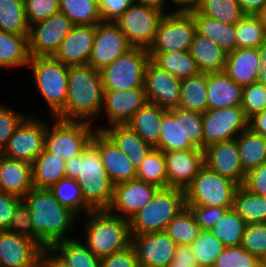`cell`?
I'll return each mask as SVG.
<instances>
[{
	"mask_svg": "<svg viewBox=\"0 0 266 267\" xmlns=\"http://www.w3.org/2000/svg\"><path fill=\"white\" fill-rule=\"evenodd\" d=\"M233 209L247 224L266 222V197L250 192L243 185L236 189Z\"/></svg>",
	"mask_w": 266,
	"mask_h": 267,
	"instance_id": "37",
	"label": "cell"
},
{
	"mask_svg": "<svg viewBox=\"0 0 266 267\" xmlns=\"http://www.w3.org/2000/svg\"><path fill=\"white\" fill-rule=\"evenodd\" d=\"M238 184L204 165L186 187V206L233 207Z\"/></svg>",
	"mask_w": 266,
	"mask_h": 267,
	"instance_id": "8",
	"label": "cell"
},
{
	"mask_svg": "<svg viewBox=\"0 0 266 267\" xmlns=\"http://www.w3.org/2000/svg\"><path fill=\"white\" fill-rule=\"evenodd\" d=\"M49 253H50V255H49ZM54 253H55V255H54ZM56 254H57V256H56ZM40 267H71V266L59 254V252H56V250H54V248L44 247L41 250Z\"/></svg>",
	"mask_w": 266,
	"mask_h": 267,
	"instance_id": "60",
	"label": "cell"
},
{
	"mask_svg": "<svg viewBox=\"0 0 266 267\" xmlns=\"http://www.w3.org/2000/svg\"><path fill=\"white\" fill-rule=\"evenodd\" d=\"M158 189L157 186L139 179L114 185L113 200L108 210L113 214L114 210H117L123 214L120 215L118 212L115 215L130 220L136 212L152 200Z\"/></svg>",
	"mask_w": 266,
	"mask_h": 267,
	"instance_id": "20",
	"label": "cell"
},
{
	"mask_svg": "<svg viewBox=\"0 0 266 267\" xmlns=\"http://www.w3.org/2000/svg\"><path fill=\"white\" fill-rule=\"evenodd\" d=\"M104 90L100 71L89 65L70 66L65 109L57 118L67 121L88 120L103 112Z\"/></svg>",
	"mask_w": 266,
	"mask_h": 267,
	"instance_id": "2",
	"label": "cell"
},
{
	"mask_svg": "<svg viewBox=\"0 0 266 267\" xmlns=\"http://www.w3.org/2000/svg\"><path fill=\"white\" fill-rule=\"evenodd\" d=\"M0 30L29 36L24 0H0Z\"/></svg>",
	"mask_w": 266,
	"mask_h": 267,
	"instance_id": "40",
	"label": "cell"
},
{
	"mask_svg": "<svg viewBox=\"0 0 266 267\" xmlns=\"http://www.w3.org/2000/svg\"><path fill=\"white\" fill-rule=\"evenodd\" d=\"M131 48L126 36L114 22L102 21L96 24L94 45L88 65L100 71Z\"/></svg>",
	"mask_w": 266,
	"mask_h": 267,
	"instance_id": "16",
	"label": "cell"
},
{
	"mask_svg": "<svg viewBox=\"0 0 266 267\" xmlns=\"http://www.w3.org/2000/svg\"><path fill=\"white\" fill-rule=\"evenodd\" d=\"M266 34V5L256 14Z\"/></svg>",
	"mask_w": 266,
	"mask_h": 267,
	"instance_id": "67",
	"label": "cell"
},
{
	"mask_svg": "<svg viewBox=\"0 0 266 267\" xmlns=\"http://www.w3.org/2000/svg\"><path fill=\"white\" fill-rule=\"evenodd\" d=\"M136 179L155 185L158 188H167L168 177L164 152L153 148L137 168Z\"/></svg>",
	"mask_w": 266,
	"mask_h": 267,
	"instance_id": "44",
	"label": "cell"
},
{
	"mask_svg": "<svg viewBox=\"0 0 266 267\" xmlns=\"http://www.w3.org/2000/svg\"><path fill=\"white\" fill-rule=\"evenodd\" d=\"M96 25L74 26L53 57L70 66L88 65L94 45Z\"/></svg>",
	"mask_w": 266,
	"mask_h": 267,
	"instance_id": "23",
	"label": "cell"
},
{
	"mask_svg": "<svg viewBox=\"0 0 266 267\" xmlns=\"http://www.w3.org/2000/svg\"><path fill=\"white\" fill-rule=\"evenodd\" d=\"M33 188L32 164L0 154V192L23 198Z\"/></svg>",
	"mask_w": 266,
	"mask_h": 267,
	"instance_id": "26",
	"label": "cell"
},
{
	"mask_svg": "<svg viewBox=\"0 0 266 267\" xmlns=\"http://www.w3.org/2000/svg\"><path fill=\"white\" fill-rule=\"evenodd\" d=\"M144 88L148 102L165 109L178 107L181 79L162 70L151 59L145 68Z\"/></svg>",
	"mask_w": 266,
	"mask_h": 267,
	"instance_id": "18",
	"label": "cell"
},
{
	"mask_svg": "<svg viewBox=\"0 0 266 267\" xmlns=\"http://www.w3.org/2000/svg\"><path fill=\"white\" fill-rule=\"evenodd\" d=\"M52 248L60 252L71 267H101V259L77 239H66L56 243Z\"/></svg>",
	"mask_w": 266,
	"mask_h": 267,
	"instance_id": "45",
	"label": "cell"
},
{
	"mask_svg": "<svg viewBox=\"0 0 266 267\" xmlns=\"http://www.w3.org/2000/svg\"><path fill=\"white\" fill-rule=\"evenodd\" d=\"M248 118L241 106L207 110L202 113L204 148L235 139L248 128Z\"/></svg>",
	"mask_w": 266,
	"mask_h": 267,
	"instance_id": "13",
	"label": "cell"
},
{
	"mask_svg": "<svg viewBox=\"0 0 266 267\" xmlns=\"http://www.w3.org/2000/svg\"><path fill=\"white\" fill-rule=\"evenodd\" d=\"M54 127L46 129L44 149L67 160L81 154L91 143L95 133L90 123L82 121H67L56 117Z\"/></svg>",
	"mask_w": 266,
	"mask_h": 267,
	"instance_id": "10",
	"label": "cell"
},
{
	"mask_svg": "<svg viewBox=\"0 0 266 267\" xmlns=\"http://www.w3.org/2000/svg\"><path fill=\"white\" fill-rule=\"evenodd\" d=\"M155 148L163 152L204 150L202 113L180 107L167 109L160 127L159 144Z\"/></svg>",
	"mask_w": 266,
	"mask_h": 267,
	"instance_id": "5",
	"label": "cell"
},
{
	"mask_svg": "<svg viewBox=\"0 0 266 267\" xmlns=\"http://www.w3.org/2000/svg\"><path fill=\"white\" fill-rule=\"evenodd\" d=\"M29 36L0 30V67H16L29 64Z\"/></svg>",
	"mask_w": 266,
	"mask_h": 267,
	"instance_id": "35",
	"label": "cell"
},
{
	"mask_svg": "<svg viewBox=\"0 0 266 267\" xmlns=\"http://www.w3.org/2000/svg\"><path fill=\"white\" fill-rule=\"evenodd\" d=\"M60 12L75 26L102 22L96 0H59Z\"/></svg>",
	"mask_w": 266,
	"mask_h": 267,
	"instance_id": "42",
	"label": "cell"
},
{
	"mask_svg": "<svg viewBox=\"0 0 266 267\" xmlns=\"http://www.w3.org/2000/svg\"><path fill=\"white\" fill-rule=\"evenodd\" d=\"M26 118L9 138L6 146L0 152L7 158L24 161L32 164L44 150L45 132L44 122Z\"/></svg>",
	"mask_w": 266,
	"mask_h": 267,
	"instance_id": "14",
	"label": "cell"
},
{
	"mask_svg": "<svg viewBox=\"0 0 266 267\" xmlns=\"http://www.w3.org/2000/svg\"><path fill=\"white\" fill-rule=\"evenodd\" d=\"M186 207L181 188H159L152 200L129 220L131 235L165 231L168 223Z\"/></svg>",
	"mask_w": 266,
	"mask_h": 267,
	"instance_id": "6",
	"label": "cell"
},
{
	"mask_svg": "<svg viewBox=\"0 0 266 267\" xmlns=\"http://www.w3.org/2000/svg\"><path fill=\"white\" fill-rule=\"evenodd\" d=\"M240 106L248 119L266 109V85L252 83L243 87Z\"/></svg>",
	"mask_w": 266,
	"mask_h": 267,
	"instance_id": "51",
	"label": "cell"
},
{
	"mask_svg": "<svg viewBox=\"0 0 266 267\" xmlns=\"http://www.w3.org/2000/svg\"><path fill=\"white\" fill-rule=\"evenodd\" d=\"M97 130L103 131L128 156L136 169L154 148L126 124L111 125L109 129L103 127Z\"/></svg>",
	"mask_w": 266,
	"mask_h": 267,
	"instance_id": "29",
	"label": "cell"
},
{
	"mask_svg": "<svg viewBox=\"0 0 266 267\" xmlns=\"http://www.w3.org/2000/svg\"><path fill=\"white\" fill-rule=\"evenodd\" d=\"M75 25L61 12L30 26L29 53L31 57L53 56L61 42Z\"/></svg>",
	"mask_w": 266,
	"mask_h": 267,
	"instance_id": "15",
	"label": "cell"
},
{
	"mask_svg": "<svg viewBox=\"0 0 266 267\" xmlns=\"http://www.w3.org/2000/svg\"><path fill=\"white\" fill-rule=\"evenodd\" d=\"M244 14L256 15L265 5L266 0H236Z\"/></svg>",
	"mask_w": 266,
	"mask_h": 267,
	"instance_id": "63",
	"label": "cell"
},
{
	"mask_svg": "<svg viewBox=\"0 0 266 267\" xmlns=\"http://www.w3.org/2000/svg\"><path fill=\"white\" fill-rule=\"evenodd\" d=\"M257 50L261 65L257 73L256 83L266 85V42L258 47Z\"/></svg>",
	"mask_w": 266,
	"mask_h": 267,
	"instance_id": "64",
	"label": "cell"
},
{
	"mask_svg": "<svg viewBox=\"0 0 266 267\" xmlns=\"http://www.w3.org/2000/svg\"><path fill=\"white\" fill-rule=\"evenodd\" d=\"M243 186L252 193L266 197V163L250 170Z\"/></svg>",
	"mask_w": 266,
	"mask_h": 267,
	"instance_id": "58",
	"label": "cell"
},
{
	"mask_svg": "<svg viewBox=\"0 0 266 267\" xmlns=\"http://www.w3.org/2000/svg\"><path fill=\"white\" fill-rule=\"evenodd\" d=\"M236 49L258 48L266 42V34L257 15L245 14L236 24Z\"/></svg>",
	"mask_w": 266,
	"mask_h": 267,
	"instance_id": "46",
	"label": "cell"
},
{
	"mask_svg": "<svg viewBox=\"0 0 266 267\" xmlns=\"http://www.w3.org/2000/svg\"><path fill=\"white\" fill-rule=\"evenodd\" d=\"M155 7L133 2L114 23L126 36L132 47L149 49L152 45L160 21L165 13Z\"/></svg>",
	"mask_w": 266,
	"mask_h": 267,
	"instance_id": "11",
	"label": "cell"
},
{
	"mask_svg": "<svg viewBox=\"0 0 266 267\" xmlns=\"http://www.w3.org/2000/svg\"><path fill=\"white\" fill-rule=\"evenodd\" d=\"M239 158L243 170H250L266 163V138L249 127L236 137Z\"/></svg>",
	"mask_w": 266,
	"mask_h": 267,
	"instance_id": "34",
	"label": "cell"
},
{
	"mask_svg": "<svg viewBox=\"0 0 266 267\" xmlns=\"http://www.w3.org/2000/svg\"><path fill=\"white\" fill-rule=\"evenodd\" d=\"M243 87L234 82L224 71L207 73L208 110L240 106Z\"/></svg>",
	"mask_w": 266,
	"mask_h": 267,
	"instance_id": "27",
	"label": "cell"
},
{
	"mask_svg": "<svg viewBox=\"0 0 266 267\" xmlns=\"http://www.w3.org/2000/svg\"><path fill=\"white\" fill-rule=\"evenodd\" d=\"M42 247L34 240L0 231V265L12 267H40Z\"/></svg>",
	"mask_w": 266,
	"mask_h": 267,
	"instance_id": "21",
	"label": "cell"
},
{
	"mask_svg": "<svg viewBox=\"0 0 266 267\" xmlns=\"http://www.w3.org/2000/svg\"><path fill=\"white\" fill-rule=\"evenodd\" d=\"M66 178L76 179L85 202L93 210L108 209L114 186L103 166L99 151L90 143L78 156L65 162Z\"/></svg>",
	"mask_w": 266,
	"mask_h": 267,
	"instance_id": "3",
	"label": "cell"
},
{
	"mask_svg": "<svg viewBox=\"0 0 266 267\" xmlns=\"http://www.w3.org/2000/svg\"><path fill=\"white\" fill-rule=\"evenodd\" d=\"M102 21L116 20L134 2V0H96Z\"/></svg>",
	"mask_w": 266,
	"mask_h": 267,
	"instance_id": "57",
	"label": "cell"
},
{
	"mask_svg": "<svg viewBox=\"0 0 266 267\" xmlns=\"http://www.w3.org/2000/svg\"><path fill=\"white\" fill-rule=\"evenodd\" d=\"M196 9L203 15L231 25L245 15L236 0H199Z\"/></svg>",
	"mask_w": 266,
	"mask_h": 267,
	"instance_id": "47",
	"label": "cell"
},
{
	"mask_svg": "<svg viewBox=\"0 0 266 267\" xmlns=\"http://www.w3.org/2000/svg\"><path fill=\"white\" fill-rule=\"evenodd\" d=\"M101 267H139L133 245L102 258Z\"/></svg>",
	"mask_w": 266,
	"mask_h": 267,
	"instance_id": "56",
	"label": "cell"
},
{
	"mask_svg": "<svg viewBox=\"0 0 266 267\" xmlns=\"http://www.w3.org/2000/svg\"><path fill=\"white\" fill-rule=\"evenodd\" d=\"M137 1V3L145 4L151 7L158 8L160 10H163V6L165 3V0H134Z\"/></svg>",
	"mask_w": 266,
	"mask_h": 267,
	"instance_id": "66",
	"label": "cell"
},
{
	"mask_svg": "<svg viewBox=\"0 0 266 267\" xmlns=\"http://www.w3.org/2000/svg\"><path fill=\"white\" fill-rule=\"evenodd\" d=\"M139 267H166L174 259L176 242L165 231L132 235Z\"/></svg>",
	"mask_w": 266,
	"mask_h": 267,
	"instance_id": "17",
	"label": "cell"
},
{
	"mask_svg": "<svg viewBox=\"0 0 266 267\" xmlns=\"http://www.w3.org/2000/svg\"><path fill=\"white\" fill-rule=\"evenodd\" d=\"M262 267H266V259L263 261Z\"/></svg>",
	"mask_w": 266,
	"mask_h": 267,
	"instance_id": "69",
	"label": "cell"
},
{
	"mask_svg": "<svg viewBox=\"0 0 266 267\" xmlns=\"http://www.w3.org/2000/svg\"><path fill=\"white\" fill-rule=\"evenodd\" d=\"M168 187L186 189L204 166V151L189 150L164 152Z\"/></svg>",
	"mask_w": 266,
	"mask_h": 267,
	"instance_id": "24",
	"label": "cell"
},
{
	"mask_svg": "<svg viewBox=\"0 0 266 267\" xmlns=\"http://www.w3.org/2000/svg\"><path fill=\"white\" fill-rule=\"evenodd\" d=\"M201 231L191 210L186 206L167 225L165 232L177 245L190 246Z\"/></svg>",
	"mask_w": 266,
	"mask_h": 267,
	"instance_id": "43",
	"label": "cell"
},
{
	"mask_svg": "<svg viewBox=\"0 0 266 267\" xmlns=\"http://www.w3.org/2000/svg\"><path fill=\"white\" fill-rule=\"evenodd\" d=\"M248 127L255 133L266 138V109L250 117Z\"/></svg>",
	"mask_w": 266,
	"mask_h": 267,
	"instance_id": "61",
	"label": "cell"
},
{
	"mask_svg": "<svg viewBox=\"0 0 266 267\" xmlns=\"http://www.w3.org/2000/svg\"><path fill=\"white\" fill-rule=\"evenodd\" d=\"M201 230H209L228 209L233 207H204V206H187Z\"/></svg>",
	"mask_w": 266,
	"mask_h": 267,
	"instance_id": "55",
	"label": "cell"
},
{
	"mask_svg": "<svg viewBox=\"0 0 266 267\" xmlns=\"http://www.w3.org/2000/svg\"><path fill=\"white\" fill-rule=\"evenodd\" d=\"M241 246L263 262L266 259V222L247 224Z\"/></svg>",
	"mask_w": 266,
	"mask_h": 267,
	"instance_id": "50",
	"label": "cell"
},
{
	"mask_svg": "<svg viewBox=\"0 0 266 267\" xmlns=\"http://www.w3.org/2000/svg\"><path fill=\"white\" fill-rule=\"evenodd\" d=\"M195 32V22L188 11L166 12L148 53L190 51Z\"/></svg>",
	"mask_w": 266,
	"mask_h": 267,
	"instance_id": "12",
	"label": "cell"
},
{
	"mask_svg": "<svg viewBox=\"0 0 266 267\" xmlns=\"http://www.w3.org/2000/svg\"><path fill=\"white\" fill-rule=\"evenodd\" d=\"M28 205L34 229V241L42 248L65 241L74 227L76 214L63 206L49 188H33L22 198Z\"/></svg>",
	"mask_w": 266,
	"mask_h": 267,
	"instance_id": "1",
	"label": "cell"
},
{
	"mask_svg": "<svg viewBox=\"0 0 266 267\" xmlns=\"http://www.w3.org/2000/svg\"><path fill=\"white\" fill-rule=\"evenodd\" d=\"M166 267H194L191 263H180L179 261H172Z\"/></svg>",
	"mask_w": 266,
	"mask_h": 267,
	"instance_id": "68",
	"label": "cell"
},
{
	"mask_svg": "<svg viewBox=\"0 0 266 267\" xmlns=\"http://www.w3.org/2000/svg\"><path fill=\"white\" fill-rule=\"evenodd\" d=\"M149 56L162 70L181 80L199 73L196 61L190 51L149 53Z\"/></svg>",
	"mask_w": 266,
	"mask_h": 267,
	"instance_id": "38",
	"label": "cell"
},
{
	"mask_svg": "<svg viewBox=\"0 0 266 267\" xmlns=\"http://www.w3.org/2000/svg\"><path fill=\"white\" fill-rule=\"evenodd\" d=\"M149 61L147 49L132 47L100 70L103 90L144 87L145 68Z\"/></svg>",
	"mask_w": 266,
	"mask_h": 267,
	"instance_id": "9",
	"label": "cell"
},
{
	"mask_svg": "<svg viewBox=\"0 0 266 267\" xmlns=\"http://www.w3.org/2000/svg\"><path fill=\"white\" fill-rule=\"evenodd\" d=\"M207 97V73L199 72L181 80L178 107L205 113L208 110Z\"/></svg>",
	"mask_w": 266,
	"mask_h": 267,
	"instance_id": "36",
	"label": "cell"
},
{
	"mask_svg": "<svg viewBox=\"0 0 266 267\" xmlns=\"http://www.w3.org/2000/svg\"><path fill=\"white\" fill-rule=\"evenodd\" d=\"M91 144L99 151L107 175L114 185L136 179L137 169L115 143L100 130H95Z\"/></svg>",
	"mask_w": 266,
	"mask_h": 267,
	"instance_id": "19",
	"label": "cell"
},
{
	"mask_svg": "<svg viewBox=\"0 0 266 267\" xmlns=\"http://www.w3.org/2000/svg\"><path fill=\"white\" fill-rule=\"evenodd\" d=\"M246 225L245 220L233 208H230L217 219L209 231L225 247L239 246L242 243Z\"/></svg>",
	"mask_w": 266,
	"mask_h": 267,
	"instance_id": "39",
	"label": "cell"
},
{
	"mask_svg": "<svg viewBox=\"0 0 266 267\" xmlns=\"http://www.w3.org/2000/svg\"><path fill=\"white\" fill-rule=\"evenodd\" d=\"M261 61L257 48H237L227 54L224 72L242 87L256 83Z\"/></svg>",
	"mask_w": 266,
	"mask_h": 267,
	"instance_id": "28",
	"label": "cell"
},
{
	"mask_svg": "<svg viewBox=\"0 0 266 267\" xmlns=\"http://www.w3.org/2000/svg\"><path fill=\"white\" fill-rule=\"evenodd\" d=\"M190 246L198 267H212L225 248L209 230H201Z\"/></svg>",
	"mask_w": 266,
	"mask_h": 267,
	"instance_id": "48",
	"label": "cell"
},
{
	"mask_svg": "<svg viewBox=\"0 0 266 267\" xmlns=\"http://www.w3.org/2000/svg\"><path fill=\"white\" fill-rule=\"evenodd\" d=\"M263 262L241 245L225 247L212 267H262Z\"/></svg>",
	"mask_w": 266,
	"mask_h": 267,
	"instance_id": "49",
	"label": "cell"
},
{
	"mask_svg": "<svg viewBox=\"0 0 266 267\" xmlns=\"http://www.w3.org/2000/svg\"><path fill=\"white\" fill-rule=\"evenodd\" d=\"M176 5H180L177 11H189L195 9L198 5V0H171Z\"/></svg>",
	"mask_w": 266,
	"mask_h": 267,
	"instance_id": "65",
	"label": "cell"
},
{
	"mask_svg": "<svg viewBox=\"0 0 266 267\" xmlns=\"http://www.w3.org/2000/svg\"><path fill=\"white\" fill-rule=\"evenodd\" d=\"M7 232L26 236L34 240V229L31 221V213L28 205L22 199L16 206Z\"/></svg>",
	"mask_w": 266,
	"mask_h": 267,
	"instance_id": "53",
	"label": "cell"
},
{
	"mask_svg": "<svg viewBox=\"0 0 266 267\" xmlns=\"http://www.w3.org/2000/svg\"><path fill=\"white\" fill-rule=\"evenodd\" d=\"M22 198L0 192V231L6 230L11 222L13 212Z\"/></svg>",
	"mask_w": 266,
	"mask_h": 267,
	"instance_id": "59",
	"label": "cell"
},
{
	"mask_svg": "<svg viewBox=\"0 0 266 267\" xmlns=\"http://www.w3.org/2000/svg\"><path fill=\"white\" fill-rule=\"evenodd\" d=\"M148 103L145 88L128 90H104L103 111H106L111 125L126 124L130 118Z\"/></svg>",
	"mask_w": 266,
	"mask_h": 267,
	"instance_id": "25",
	"label": "cell"
},
{
	"mask_svg": "<svg viewBox=\"0 0 266 267\" xmlns=\"http://www.w3.org/2000/svg\"><path fill=\"white\" fill-rule=\"evenodd\" d=\"M88 215L84 245L98 258H105L132 244L129 220L108 209L92 210Z\"/></svg>",
	"mask_w": 266,
	"mask_h": 267,
	"instance_id": "4",
	"label": "cell"
},
{
	"mask_svg": "<svg viewBox=\"0 0 266 267\" xmlns=\"http://www.w3.org/2000/svg\"><path fill=\"white\" fill-rule=\"evenodd\" d=\"M27 117L17 114L4 106H0V152L6 146L9 138Z\"/></svg>",
	"mask_w": 266,
	"mask_h": 267,
	"instance_id": "54",
	"label": "cell"
},
{
	"mask_svg": "<svg viewBox=\"0 0 266 267\" xmlns=\"http://www.w3.org/2000/svg\"><path fill=\"white\" fill-rule=\"evenodd\" d=\"M166 112L167 109L148 102L130 118L126 125L155 148L159 144L160 127Z\"/></svg>",
	"mask_w": 266,
	"mask_h": 267,
	"instance_id": "30",
	"label": "cell"
},
{
	"mask_svg": "<svg viewBox=\"0 0 266 267\" xmlns=\"http://www.w3.org/2000/svg\"><path fill=\"white\" fill-rule=\"evenodd\" d=\"M190 52L201 73L223 72L227 52L209 38L195 32Z\"/></svg>",
	"mask_w": 266,
	"mask_h": 267,
	"instance_id": "32",
	"label": "cell"
},
{
	"mask_svg": "<svg viewBox=\"0 0 266 267\" xmlns=\"http://www.w3.org/2000/svg\"><path fill=\"white\" fill-rule=\"evenodd\" d=\"M49 190L54 197L65 207L69 208L77 216L80 211L88 214L93 209L85 202L82 189L76 179L62 178L53 184Z\"/></svg>",
	"mask_w": 266,
	"mask_h": 267,
	"instance_id": "41",
	"label": "cell"
},
{
	"mask_svg": "<svg viewBox=\"0 0 266 267\" xmlns=\"http://www.w3.org/2000/svg\"><path fill=\"white\" fill-rule=\"evenodd\" d=\"M36 85L55 118L65 109L68 93L69 67L53 56L31 57Z\"/></svg>",
	"mask_w": 266,
	"mask_h": 267,
	"instance_id": "7",
	"label": "cell"
},
{
	"mask_svg": "<svg viewBox=\"0 0 266 267\" xmlns=\"http://www.w3.org/2000/svg\"><path fill=\"white\" fill-rule=\"evenodd\" d=\"M173 261L191 263L194 267H198L194 254L192 253L191 246L187 245H177Z\"/></svg>",
	"mask_w": 266,
	"mask_h": 267,
	"instance_id": "62",
	"label": "cell"
},
{
	"mask_svg": "<svg viewBox=\"0 0 266 267\" xmlns=\"http://www.w3.org/2000/svg\"><path fill=\"white\" fill-rule=\"evenodd\" d=\"M188 12L194 19L197 33L209 38L227 53L236 50L235 25L203 15L196 8Z\"/></svg>",
	"mask_w": 266,
	"mask_h": 267,
	"instance_id": "31",
	"label": "cell"
},
{
	"mask_svg": "<svg viewBox=\"0 0 266 267\" xmlns=\"http://www.w3.org/2000/svg\"><path fill=\"white\" fill-rule=\"evenodd\" d=\"M24 7L29 26L60 12L59 0H24Z\"/></svg>",
	"mask_w": 266,
	"mask_h": 267,
	"instance_id": "52",
	"label": "cell"
},
{
	"mask_svg": "<svg viewBox=\"0 0 266 267\" xmlns=\"http://www.w3.org/2000/svg\"><path fill=\"white\" fill-rule=\"evenodd\" d=\"M204 165L221 176L227 177L239 186L246 179V172L239 158L236 138L214 143L204 148Z\"/></svg>",
	"mask_w": 266,
	"mask_h": 267,
	"instance_id": "22",
	"label": "cell"
},
{
	"mask_svg": "<svg viewBox=\"0 0 266 267\" xmlns=\"http://www.w3.org/2000/svg\"><path fill=\"white\" fill-rule=\"evenodd\" d=\"M65 161L45 149L32 162V182L34 188H50L65 178Z\"/></svg>",
	"mask_w": 266,
	"mask_h": 267,
	"instance_id": "33",
	"label": "cell"
}]
</instances>
